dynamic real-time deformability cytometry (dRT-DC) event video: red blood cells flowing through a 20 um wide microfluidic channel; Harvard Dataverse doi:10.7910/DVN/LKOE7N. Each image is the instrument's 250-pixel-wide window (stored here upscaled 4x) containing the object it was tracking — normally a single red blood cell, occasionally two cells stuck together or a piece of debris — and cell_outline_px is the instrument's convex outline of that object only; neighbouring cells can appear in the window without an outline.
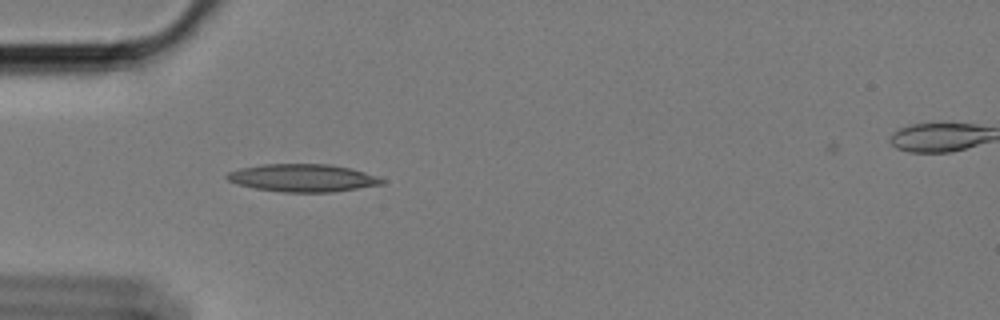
{"species": "Egyptian fruit bat (a non-hibernating species)", "species_latin": "Rousettus aegyptiacus", "temperature_condition": "cold", "stored_images_in_passage": 41, "camera_frame_rate_fps": 3000, "um_per_image_px": 0.085, "animal": {"sex": "female"}, "frame": {"image": 1, "passage_image": 4, "time_ms": 1.0, "image_size_px": [1000, 320], "cell_outline_px": [[384, 184], [332, 192], [284, 192], [256, 188], [236, 184], [228, 180], [224, 176], [228, 172], [240, 168], [264, 164], [328, 164], [348, 168], [364, 172], [376, 176], [384, 180]], "centroid_in_image_um": [25.7, 15.12], "position_along_channel_um": 59.3, "area_um2": 24.8}}
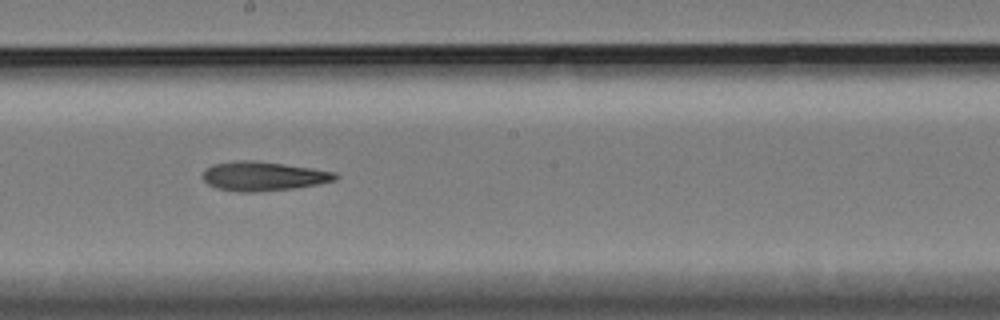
{"frame": {"image": 2, "passage_image": 19, "time_ms": 6.0, "image_size_px": [1000, 320], "cell_outline_px": [[340, 176], [336, 180], [296, 188], [256, 192], [240, 192], [216, 188], [208, 184], [204, 180], [204, 172], [212, 164], [236, 160], [252, 160], [284, 164], [312, 168], [336, 172]], "centroid_in_image_um": [22.4, 14.97], "position_along_channel_um": 225.8, "area_um2": 22.54}}
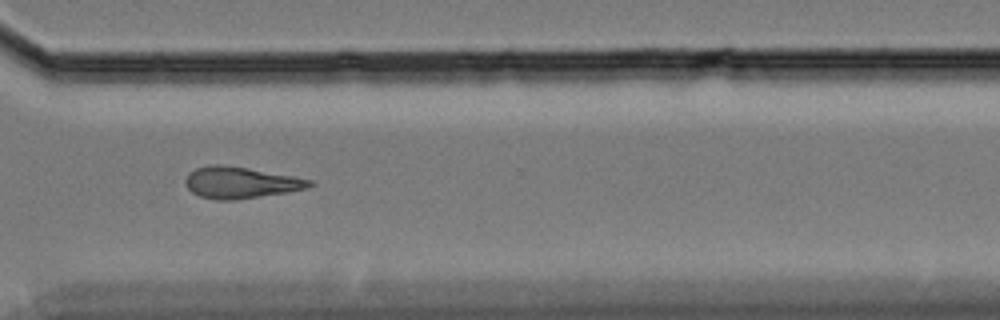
{"frame": {"image": 3, "passage_image": 30, "time_ms": 9.667, "image_size_px": [1000, 320], "cell_outline_px": [[316, 184], [308, 188], [288, 192], [236, 200], [216, 200], [200, 196], [192, 192], [184, 184], [184, 180], [188, 172], [196, 168], [212, 164], [224, 164], [248, 168], [292, 176], [312, 180]], "centroid_in_image_um": [20.43, 15.52], "position_along_channel_um": 350.2, "area_um2": 22.95}}